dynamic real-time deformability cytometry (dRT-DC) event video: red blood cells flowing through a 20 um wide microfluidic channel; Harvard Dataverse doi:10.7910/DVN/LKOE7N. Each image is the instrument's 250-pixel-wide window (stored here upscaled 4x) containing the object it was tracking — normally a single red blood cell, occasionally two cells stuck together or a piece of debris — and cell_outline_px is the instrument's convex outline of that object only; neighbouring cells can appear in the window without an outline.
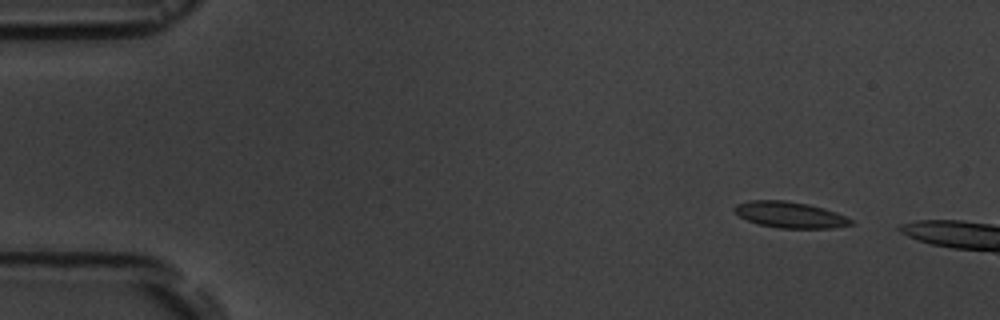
{"species": "common noctule bat (a hibernating species)", "species_latin": "Nyctalus noctula", "temperature_condition": "room temperature", "stored_images_in_passage": 5, "camera_frame_rate_fps": 3000, "um_per_image_px": 0.085, "animal": {"sex": "male", "body_mass_g": 19.5, "forearm_length_mm": 54.6}, "frame": {"image": 1, "passage_image": 2, "time_ms": 1.333, "image_size_px": [1000, 320], "cell_outline_px": [[856, 224], [832, 228], [780, 228], [760, 224], [748, 220], [740, 216], [732, 208], [736, 204], [748, 200], [784, 200], [808, 204], [824, 208], [836, 212], [852, 220]], "centroid_in_image_um": [67.16, 18.25], "position_along_channel_um": 17.8, "area_um2": 17.69}}